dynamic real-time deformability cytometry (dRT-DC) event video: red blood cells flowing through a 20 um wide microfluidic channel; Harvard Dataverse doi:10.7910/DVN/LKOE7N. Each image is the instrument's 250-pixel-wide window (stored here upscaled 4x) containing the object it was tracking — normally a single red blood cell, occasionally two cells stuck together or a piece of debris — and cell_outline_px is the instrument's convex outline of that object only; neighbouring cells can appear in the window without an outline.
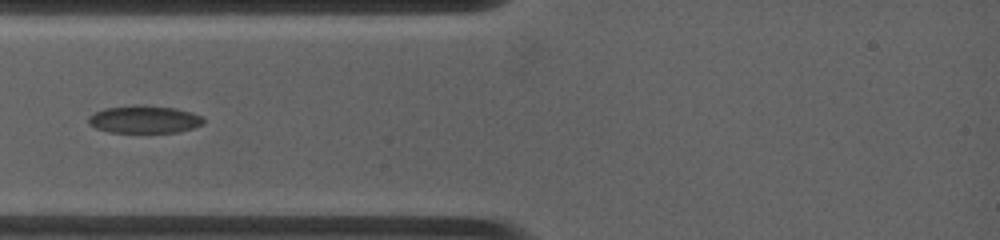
{"species": "common noctule bat (a hibernating species)", "species_latin": "Nyctalus noctula", "temperature_condition": "warm", "stored_images_in_passage": 8, "camera_frame_rate_fps": 4500, "um_per_image_px": 0.085, "animal": {"sex": "female", "body_mass_g": 19.0, "forearm_length_mm": 53.3}, "frame": {"image": 1, "passage_image": 3, "time_ms": 2.444, "image_size_px": [1000, 240], "cell_outline_px": [[204, 124], [180, 132], [108, 132], [96, 128], [88, 124], [88, 116], [104, 108], [136, 104], [144, 104], [176, 108], [192, 112], [204, 116]], "centroid_in_image_um": [12.29, 10.13], "position_along_channel_um": 72.7, "area_um2": 18.84}}
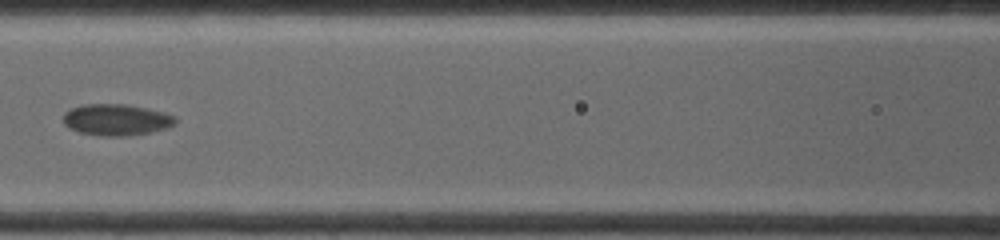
{"frame": {"image": 2, "passage_image": 5, "time_ms": 4.667, "image_size_px": [1000, 240], "cell_outline_px": [[176, 124], [168, 128], [152, 132], [128, 136], [100, 136], [80, 132], [68, 128], [64, 124], [64, 112], [68, 108], [84, 104], [128, 104], [148, 108], [164, 112], [176, 116]], "centroid_in_image_um": [9.91, 10.17], "position_along_channel_um": 156.7, "area_um2": 20.92}}
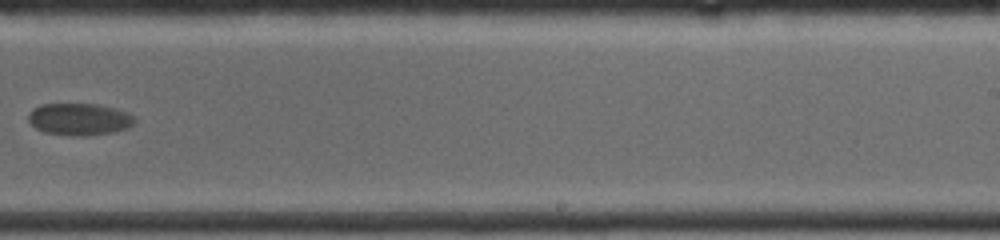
{"frame": {"image": 3, "passage_image": 8, "time_ms": 8.0, "image_size_px": [1000, 240], "cell_outline_px": [[136, 120], [128, 128], [112, 132], [88, 136], [72, 136], [44, 132], [36, 128], [28, 120], [28, 112], [32, 108], [40, 104], [96, 104], [116, 108], [128, 112], [136, 116]], "centroid_in_image_um": [6.75, 10.13], "position_along_channel_um": 282.2, "area_um2": 20.11}}